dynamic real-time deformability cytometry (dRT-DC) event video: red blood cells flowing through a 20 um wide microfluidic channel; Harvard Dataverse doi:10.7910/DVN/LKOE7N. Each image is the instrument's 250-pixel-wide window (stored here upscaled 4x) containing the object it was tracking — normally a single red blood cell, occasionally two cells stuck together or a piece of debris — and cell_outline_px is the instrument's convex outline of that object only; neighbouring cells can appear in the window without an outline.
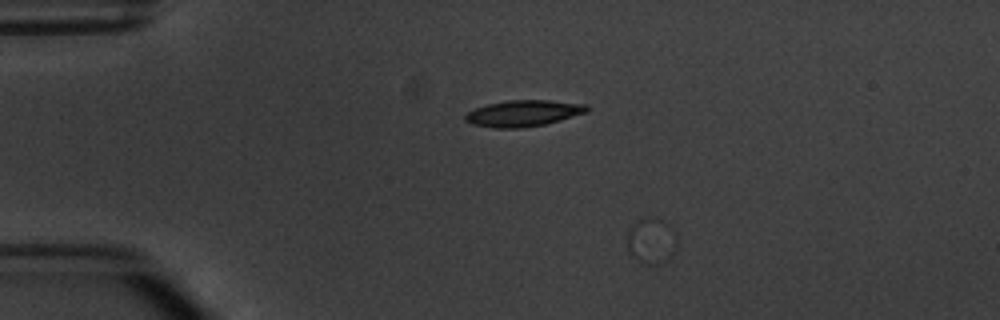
{"species": "common noctule bat (a hibernating species)", "species_latin": "Nyctalus noctula", "temperature_condition": "warm", "stored_images_in_passage": 4, "camera_frame_rate_fps": 3000, "um_per_image_px": 0.085, "animal": {"sex": "male", "body_mass_g": 20.1, "forearm_length_mm": 53.5}, "frame": {"image": 1, "passage_image": 3, "time_ms": 2.333, "image_size_px": [1000, 320], "cell_outline_px": [[676, 244], [656, 264], [648, 264], [636, 260], [628, 252], [628, 232], [640, 220], [648, 216], [656, 216], [664, 220], [676, 232]], "centroid_in_image_um": [55.33, 20.39], "position_along_channel_um": 29.7, "area_um2": 12.6}}